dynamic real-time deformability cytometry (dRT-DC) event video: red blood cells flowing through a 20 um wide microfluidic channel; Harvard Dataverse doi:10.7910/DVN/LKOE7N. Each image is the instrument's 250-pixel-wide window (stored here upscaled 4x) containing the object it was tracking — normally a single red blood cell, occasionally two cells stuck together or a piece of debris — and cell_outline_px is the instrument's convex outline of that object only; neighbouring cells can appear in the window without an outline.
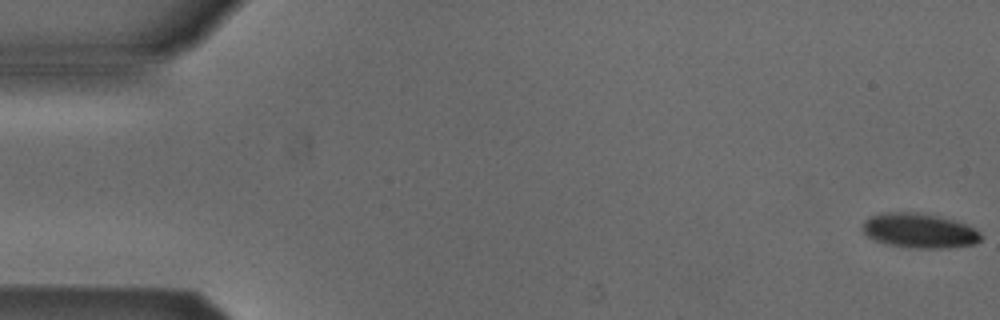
{"species": "Egyptian fruit bat (a non-hibernating species)", "species_latin": "Rousettus aegyptiacus", "temperature_condition": "cold", "stored_images_in_passage": 12, "camera_frame_rate_fps": 3000, "um_per_image_px": 0.085, "animal": {"sex": "male"}, "frame": {"image": 1, "passage_image": 1, "time_ms": 0.0, "image_size_px": [1000, 320], "cell_outline_px": [[980, 240], [976, 244], [948, 248], [912, 248], [888, 244], [876, 240], [868, 236], [864, 232], [864, 220], [872, 216], [884, 212], [920, 212], [940, 216], [956, 220], [968, 224], [976, 228], [980, 232]], "centroid_in_image_um": [78.21, 19.6], "position_along_channel_um": 6.8, "area_um2": 24.04}}